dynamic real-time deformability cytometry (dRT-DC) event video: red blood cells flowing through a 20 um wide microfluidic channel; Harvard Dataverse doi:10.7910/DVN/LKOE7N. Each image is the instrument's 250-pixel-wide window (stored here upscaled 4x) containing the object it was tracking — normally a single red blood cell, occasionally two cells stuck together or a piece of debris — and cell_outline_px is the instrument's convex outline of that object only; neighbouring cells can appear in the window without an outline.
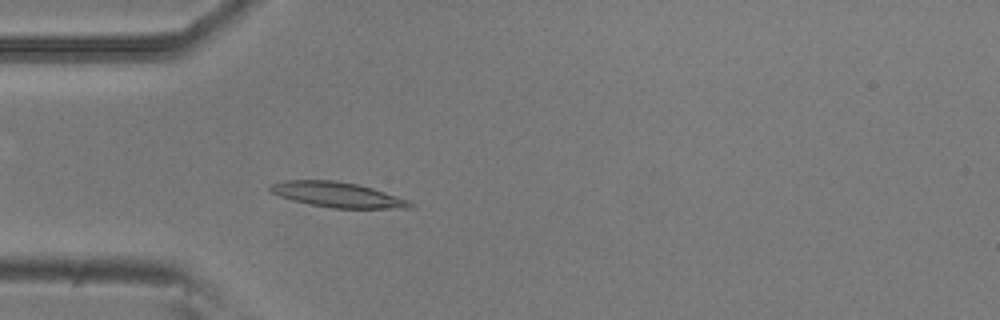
{"species": "common noctule bat (a hibernating species)", "species_latin": "Nyctalus noctula", "temperature_condition": "room temperature", "stored_images_in_passage": 53, "camera_frame_rate_fps": 3000, "um_per_image_px": 0.085, "animal": {"sex": "male", "body_mass_g": 20.5, "forearm_length_mm": 52.5}, "frame": {"image": 1, "passage_image": 15, "time_ms": 4.667, "image_size_px": [1000, 320], "cell_outline_px": [[412, 208], [332, 208], [308, 204], [292, 200], [280, 196], [272, 192], [268, 188], [268, 184], [284, 180], [332, 180], [356, 184], [372, 188], [408, 200], [412, 204]], "centroid_in_image_um": [28.61, 16.54], "position_along_channel_um": 56.4, "area_um2": 20.35}}
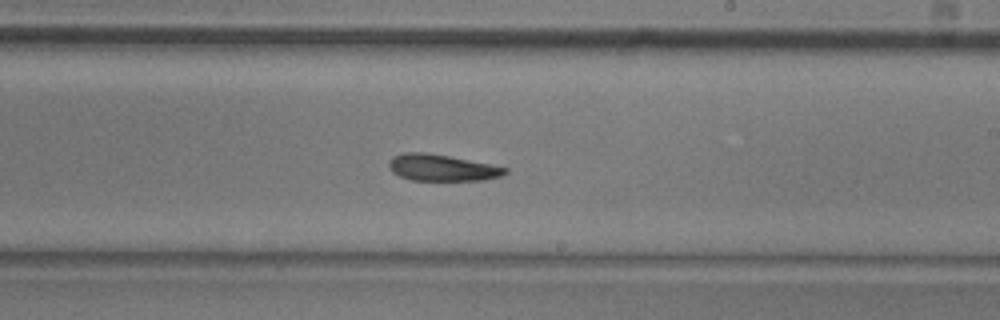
{"frame": {"image": 2, "passage_image": 31, "time_ms": 10.0, "image_size_px": [1000, 320], "cell_outline_px": [[508, 172], [504, 176], [480, 180], [412, 180], [400, 176], [392, 172], [388, 164], [388, 160], [392, 156], [404, 152], [424, 152], [448, 156], [508, 168]], "centroid_in_image_um": [37.53, 14.25], "position_along_channel_um": 251.5, "area_um2": 17.86}}
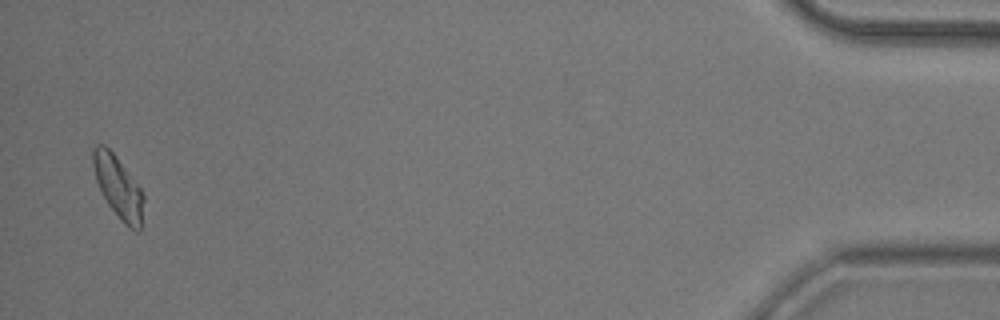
{"frame": {"image": 3, "passage_image": 52, "time_ms": 17.0, "image_size_px": [1000, 320], "cell_outline_px": [[144, 200], [140, 232], [136, 232], [128, 228], [124, 224], [108, 204], [96, 180], [92, 164], [92, 148], [96, 144], [104, 144], [112, 152], [140, 188], [144, 196]], "centroid_in_image_um": [10.05, 15.93], "position_along_channel_um": 425.2, "area_um2": 18.09}, "authors_computed_cell_mechanics": {"area_um2": 18.6694, "velocity_mm_per_s": 3.7326, "shape_relaxation_time_tau1_ms": 7.8243, "shape_relaxation_time_tau2_ms": null, "deformation_change_tau1": 0.1822, "deformation_change_tau2": null}}